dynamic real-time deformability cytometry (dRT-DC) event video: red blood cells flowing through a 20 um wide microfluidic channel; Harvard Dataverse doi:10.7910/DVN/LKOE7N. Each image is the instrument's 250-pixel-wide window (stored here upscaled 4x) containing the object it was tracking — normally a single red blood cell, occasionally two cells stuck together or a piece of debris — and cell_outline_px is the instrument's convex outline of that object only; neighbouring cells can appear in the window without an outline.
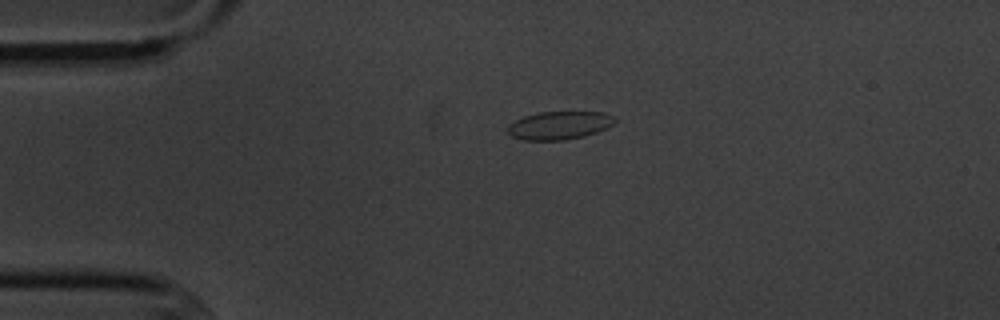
{"species": "common noctule bat (a hibernating species)", "species_latin": "Nyctalus noctula", "temperature_condition": "cold", "stored_images_in_passage": 2, "camera_frame_rate_fps": 3000, "um_per_image_px": 0.085, "animal": {"sex": "male", "body_mass_g": 20.1, "forearm_length_mm": 53.5}, "frame": {"image": 1, "passage_image": 1, "time_ms": 0.0, "image_size_px": [1000, 320], "cell_outline_px": [[616, 120], [608, 128], [584, 136], [564, 140], [524, 140], [512, 136], [508, 132], [508, 124], [524, 116], [540, 112], [604, 112], [612, 116]], "centroid_in_image_um": [47.54, 10.65], "position_along_channel_um": 37.5, "area_um2": 17.46}}